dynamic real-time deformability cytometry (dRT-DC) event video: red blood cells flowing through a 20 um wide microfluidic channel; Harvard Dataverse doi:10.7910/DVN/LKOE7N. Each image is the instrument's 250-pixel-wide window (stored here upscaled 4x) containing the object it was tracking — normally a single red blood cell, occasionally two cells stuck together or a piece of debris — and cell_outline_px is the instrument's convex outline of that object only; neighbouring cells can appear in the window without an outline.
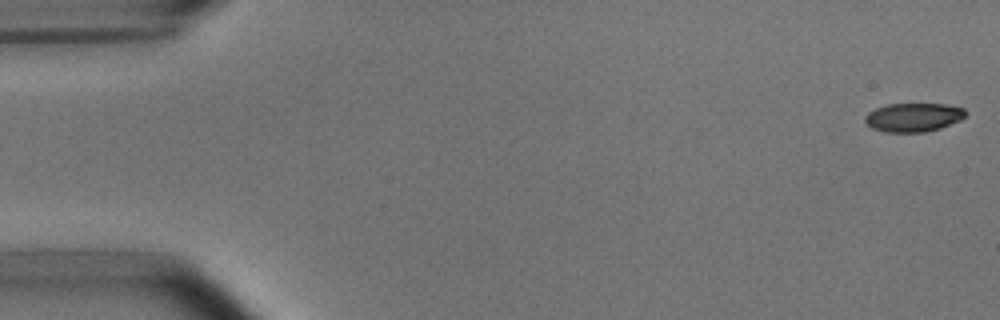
{"species": "common noctule bat (a hibernating species)", "species_latin": "Nyctalus noctula", "temperature_condition": "room temperature", "stored_images_in_passage": 52, "camera_frame_rate_fps": 3000, "um_per_image_px": 0.085, "animal": {"sex": "male", "body_mass_g": 15.6}, "frame": {"image": 1, "passage_image": 1, "time_ms": 0.0, "image_size_px": [1000, 320], "cell_outline_px": [[968, 112], [960, 120], [940, 128], [924, 132], [884, 132], [872, 128], [864, 120], [864, 116], [868, 112], [876, 108], [888, 104], [948, 104], [964, 108]], "centroid_in_image_um": [77.64, 9.97], "position_along_channel_um": 7.4, "area_um2": 16.88}}
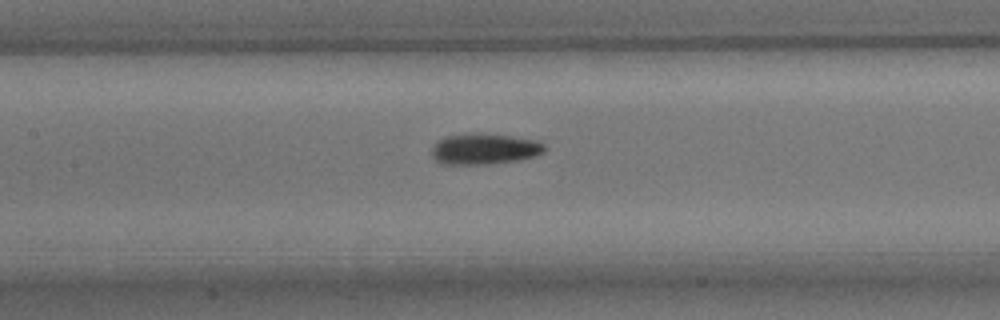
{"frame": {"image": 2, "passage_image": 24, "time_ms": 7.667, "image_size_px": [1000, 320], "cell_outline_px": [[544, 152], [536, 156], [520, 160], [492, 164], [440, 164], [432, 156], [432, 148], [444, 136], [508, 136], [536, 140], [544, 144]], "centroid_in_image_um": [41.21, 12.72], "position_along_channel_um": 166.2, "area_um2": 19.48}}
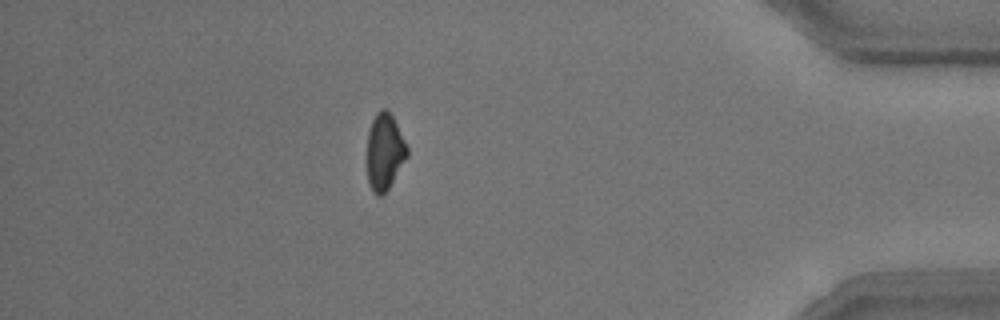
{"frame": {"image": 3, "passage_image": 46, "time_ms": 15.0, "image_size_px": [1000, 320], "cell_outline_px": [[408, 156], [388, 188], [380, 196], [376, 196], [368, 184], [368, 132], [372, 120], [376, 112], [380, 108], [388, 108], [408, 148]], "centroid_in_image_um": [32.69, 12.87], "position_along_channel_um": 402.5, "area_um2": 17.69}, "authors_computed_cell_mechanics": {"area_um2": 18.6983, "velocity_mm_per_s": 3.8203, "shape_relaxation_time_tau1_ms": 3.5891, "shape_relaxation_time_tau2_ms": 8.3371, "deformation_change_tau1": 0.1296, "deformation_change_tau2": 0.153}}